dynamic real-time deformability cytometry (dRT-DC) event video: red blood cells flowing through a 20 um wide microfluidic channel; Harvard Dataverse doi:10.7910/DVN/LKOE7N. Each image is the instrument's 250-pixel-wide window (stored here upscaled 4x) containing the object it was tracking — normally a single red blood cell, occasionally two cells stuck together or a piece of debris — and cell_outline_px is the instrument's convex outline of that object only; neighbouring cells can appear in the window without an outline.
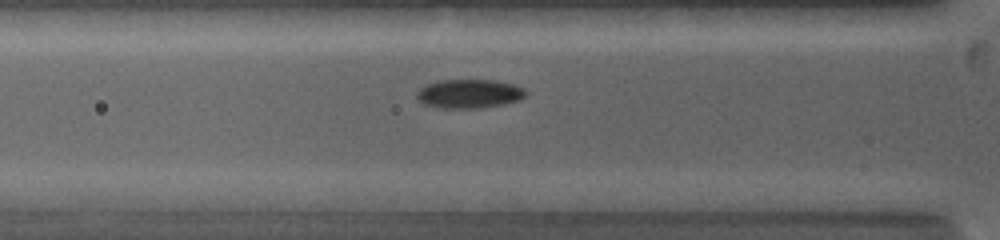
{"species": "common noctule bat (a hibernating species)", "species_latin": "Nyctalus noctula", "temperature_condition": "warm", "stored_images_in_passage": 12, "camera_frame_rate_fps": 5000, "um_per_image_px": 0.085, "animal": {"sex": "female", "body_mass_g": 19.0, "forearm_length_mm": 53.3}, "frame": {"image": 1, "passage_image": 9, "time_ms": 3.2, "image_size_px": [1000, 240], "cell_outline_px": [[528, 92], [520, 100], [504, 104], [480, 108], [440, 108], [424, 104], [416, 96], [416, 92], [420, 88], [428, 84], [440, 80], [496, 80], [512, 84], [524, 88]], "centroid_in_image_um": [39.9, 7.97], "position_along_channel_um": 85.9, "area_um2": 18.38}}